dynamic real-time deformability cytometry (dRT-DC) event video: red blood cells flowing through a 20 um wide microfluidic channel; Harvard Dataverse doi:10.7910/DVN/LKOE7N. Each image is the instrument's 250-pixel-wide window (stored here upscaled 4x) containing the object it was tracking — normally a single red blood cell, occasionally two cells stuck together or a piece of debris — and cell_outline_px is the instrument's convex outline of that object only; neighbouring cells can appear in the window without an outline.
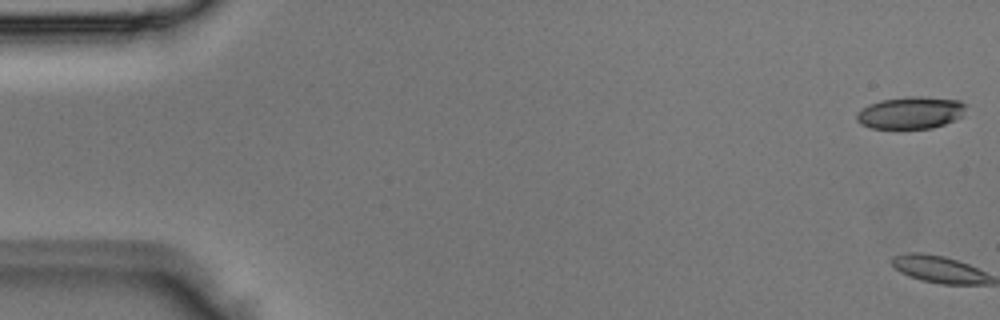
{"species": "Egyptian fruit bat (a non-hibernating species)", "species_latin": "Rousettus aegyptiacus", "temperature_condition": "room temperature", "stored_images_in_passage": 5, "camera_frame_rate_fps": 3000, "um_per_image_px": 0.085, "animal": {"sex": "male"}, "frame": {"image": 1, "passage_image": 1, "time_ms": 0.0, "image_size_px": [1000, 320], "cell_outline_px": [[968, 104], [960, 116], [956, 120], [932, 128], [872, 128], [860, 124], [856, 120], [856, 112], [868, 104], [880, 100], [908, 96], [924, 96], [960, 100]], "centroid_in_image_um": [77.4, 9.56], "position_along_channel_um": 7.6, "area_um2": 20.69}}